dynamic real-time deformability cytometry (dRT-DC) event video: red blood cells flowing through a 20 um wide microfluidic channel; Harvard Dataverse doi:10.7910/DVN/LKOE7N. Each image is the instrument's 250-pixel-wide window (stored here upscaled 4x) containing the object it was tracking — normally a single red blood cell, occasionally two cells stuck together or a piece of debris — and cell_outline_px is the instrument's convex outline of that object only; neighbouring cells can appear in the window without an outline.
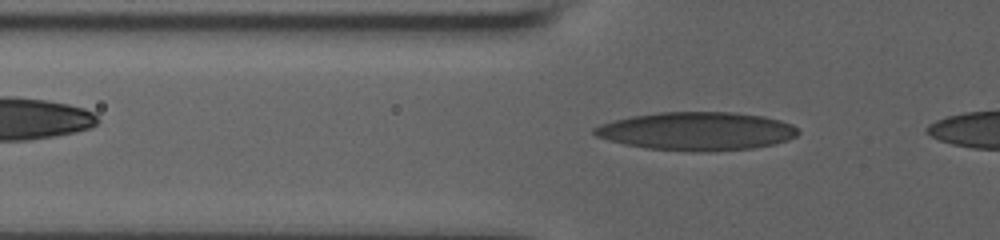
{"species": "human", "species_latin": "Homo sapiens", "temperature_condition": "room temperature", "stored_images_in_passage": 34, "camera_frame_rate_fps": 3000, "um_per_image_px": 0.085, "donor": {"sex": "male"}, "frame": {"image": 1, "passage_image": 3, "time_ms": 0.667, "image_size_px": [1000, 240], "cell_outline_px": [[800, 132], [796, 136], [788, 140], [776, 144], [752, 148], [712, 152], [692, 152], [648, 148], [624, 144], [608, 140], [596, 136], [592, 132], [592, 128], [600, 124], [612, 120], [632, 116], [660, 112], [736, 112], [764, 116], [780, 120], [792, 124]], "centroid_in_image_um": [59.24, 11.15], "position_along_channel_um": 66.6, "area_um2": 45.89}}
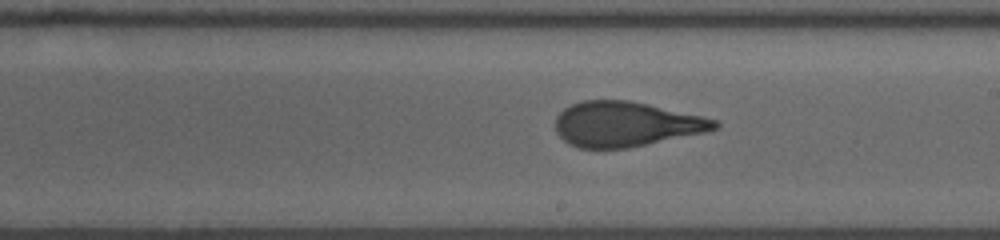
{"frame": {"image": 2, "passage_image": 17, "time_ms": 5.333, "image_size_px": [1000, 240], "cell_outline_px": [[720, 124], [716, 128], [708, 132], [628, 148], [580, 148], [568, 144], [556, 132], [556, 116], [564, 108], [572, 104], [584, 100], [628, 100], [648, 104], [704, 116], [716, 120]], "centroid_in_image_um": [53.21, 10.55], "position_along_channel_um": 235.8, "area_um2": 41.79}}
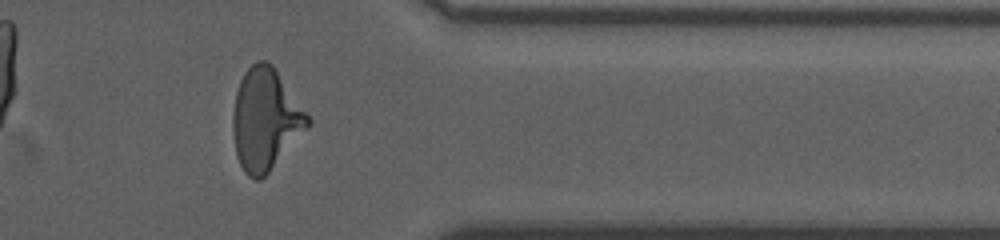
{"frame": {"image": 3, "passage_image": 30, "time_ms": 9.667, "image_size_px": [1000, 240], "cell_outline_px": [[312, 120], [268, 172], [260, 180], [256, 180], [248, 176], [244, 172], [236, 156], [232, 136], [232, 116], [236, 92], [240, 80], [244, 72], [256, 60], [268, 60], [272, 64]], "centroid_in_image_um": [22.5, 10.12], "position_along_channel_um": 388.9, "area_um2": 43.81}}